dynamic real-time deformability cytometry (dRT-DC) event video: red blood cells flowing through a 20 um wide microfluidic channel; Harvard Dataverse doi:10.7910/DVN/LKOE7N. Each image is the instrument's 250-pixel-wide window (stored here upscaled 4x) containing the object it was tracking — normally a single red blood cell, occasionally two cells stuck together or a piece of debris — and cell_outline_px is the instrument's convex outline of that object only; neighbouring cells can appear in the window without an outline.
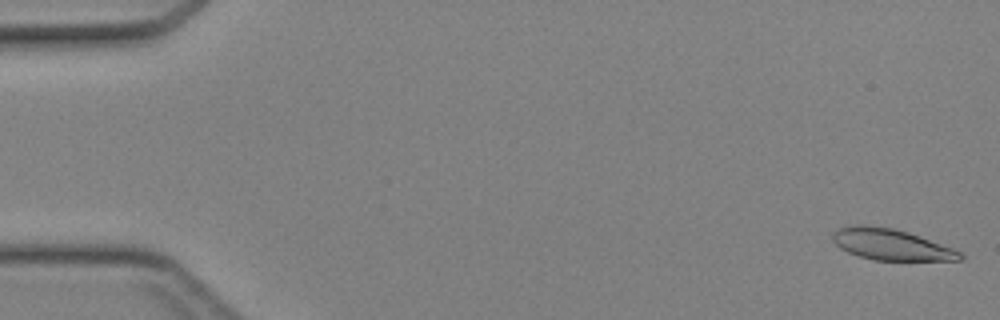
{"species": "Egyptian fruit bat (a non-hibernating species)", "species_latin": "Rousettus aegyptiacus", "temperature_condition": "cold", "stored_images_in_passage": 44, "camera_frame_rate_fps": 3000, "um_per_image_px": 0.085, "animal": {"sex": "female"}, "frame": {"image": 1, "passage_image": 1, "time_ms": 0.0, "image_size_px": [1000, 320], "cell_outline_px": [[964, 260], [872, 260], [848, 252], [840, 248], [832, 240], [832, 232], [840, 228], [856, 224], [864, 224], [892, 228], [908, 232], [952, 248], [960, 252], [964, 256]], "centroid_in_image_um": [75.71, 20.78], "position_along_channel_um": 9.3, "area_um2": 23.0}}
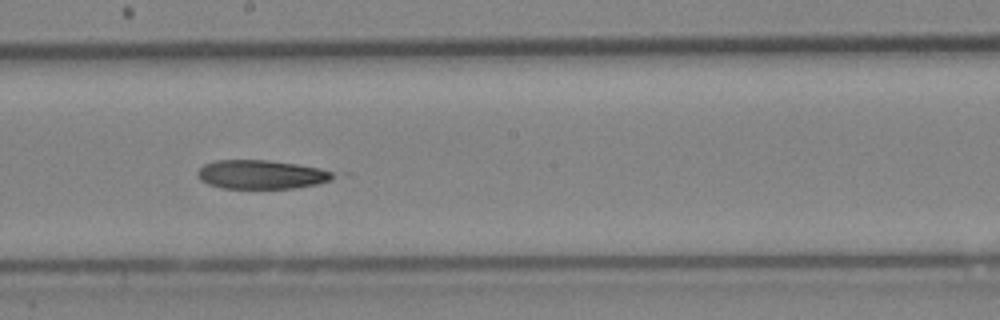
{"frame": {"image": 2, "passage_image": 25, "time_ms": 8.0, "image_size_px": [1000, 320], "cell_outline_px": [[332, 180], [316, 184], [296, 188], [220, 188], [208, 184], [200, 180], [196, 172], [204, 164], [216, 160], [268, 160], [296, 164], [320, 168], [332, 172]], "centroid_in_image_um": [22.17, 14.83], "position_along_channel_um": 226.0, "area_um2": 22.72}}
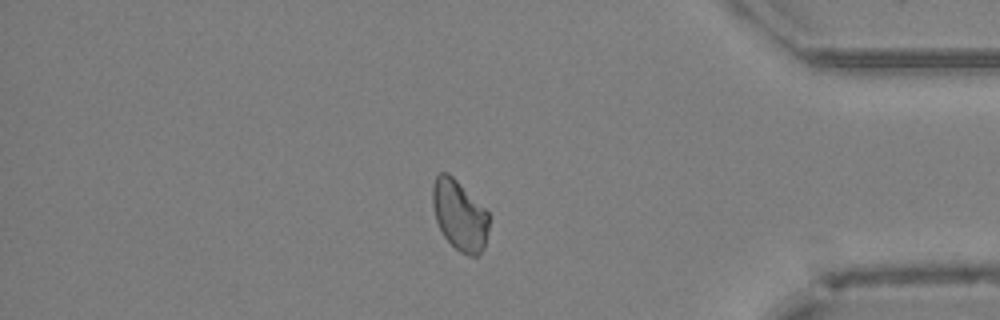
{"frame": {"image": 3, "passage_image": 38, "time_ms": 12.333, "image_size_px": [1000, 320], "cell_outline_px": [[488, 228], [484, 248], [476, 256], [468, 256], [460, 252], [444, 236], [436, 220], [432, 204], [432, 184], [436, 176], [440, 172], [448, 172], [488, 212]], "centroid_in_image_um": [39.04, 18.29], "position_along_channel_um": 396.2, "area_um2": 22.77}}